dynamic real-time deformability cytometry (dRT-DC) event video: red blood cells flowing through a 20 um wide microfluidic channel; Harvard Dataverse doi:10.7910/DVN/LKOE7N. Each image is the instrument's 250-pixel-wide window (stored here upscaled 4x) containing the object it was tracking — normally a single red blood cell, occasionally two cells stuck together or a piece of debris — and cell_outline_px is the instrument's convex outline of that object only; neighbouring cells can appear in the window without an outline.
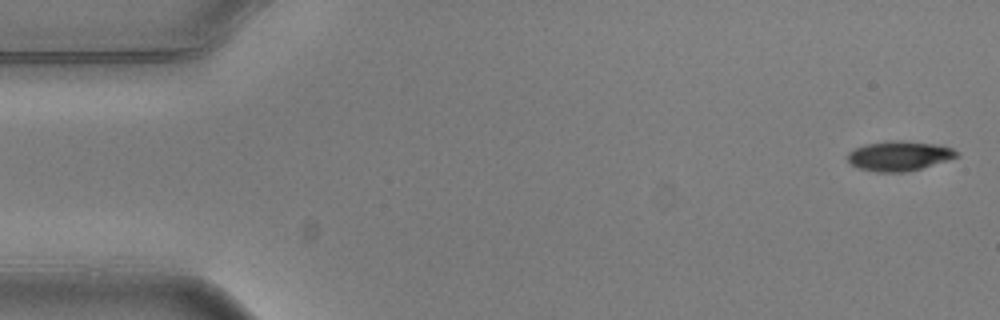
{"species": "common noctule bat (a hibernating species)", "species_latin": "Nyctalus noctula", "temperature_condition": "warm", "stored_images_in_passage": 5, "camera_frame_rate_fps": 3000, "um_per_image_px": 0.085, "animal": {"sex": "male", "body_mass_g": 20.5, "forearm_length_mm": 52.5}, "frame": {"image": 1, "passage_image": 5, "time_ms": 1.333, "image_size_px": [1000, 320], "cell_outline_px": [[960, 156], [948, 160], [908, 172], [876, 172], [856, 168], [848, 160], [848, 152], [864, 144], [888, 140], [900, 140], [940, 144], [952, 148], [960, 152]], "centroid_in_image_um": [76.46, 13.24], "position_along_channel_um": 8.5, "area_um2": 19.25}}